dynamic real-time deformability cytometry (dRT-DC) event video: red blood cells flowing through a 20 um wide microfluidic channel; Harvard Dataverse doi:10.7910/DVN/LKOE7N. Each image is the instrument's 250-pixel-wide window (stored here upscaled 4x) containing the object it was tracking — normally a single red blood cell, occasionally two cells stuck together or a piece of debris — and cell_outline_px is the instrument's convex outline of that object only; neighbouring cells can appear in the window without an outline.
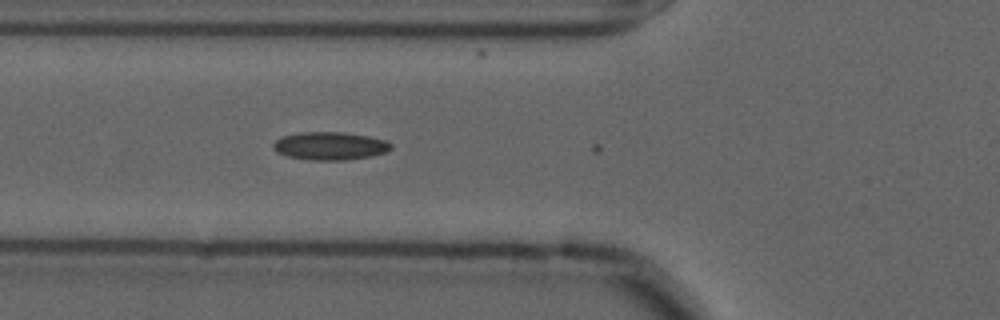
{"species": "common noctule bat (a hibernating species)", "species_latin": "Nyctalus noctula", "temperature_condition": "cold", "stored_images_in_passage": 7, "camera_frame_rate_fps": 3000, "um_per_image_px": 0.085, "animal": {"sex": "male", "forearm_length_mm": 52.5}, "frame": {"image": 1, "passage_image": 6, "time_ms": 1.667, "image_size_px": [1000, 320], "cell_outline_px": [[392, 148], [384, 152], [372, 156], [344, 160], [312, 160], [288, 156], [276, 152], [272, 148], [272, 144], [280, 136], [300, 132], [344, 132], [368, 136], [384, 140], [392, 144]], "centroid_in_image_um": [28.01, 12.4], "position_along_channel_um": 97.8, "area_um2": 19.25}}